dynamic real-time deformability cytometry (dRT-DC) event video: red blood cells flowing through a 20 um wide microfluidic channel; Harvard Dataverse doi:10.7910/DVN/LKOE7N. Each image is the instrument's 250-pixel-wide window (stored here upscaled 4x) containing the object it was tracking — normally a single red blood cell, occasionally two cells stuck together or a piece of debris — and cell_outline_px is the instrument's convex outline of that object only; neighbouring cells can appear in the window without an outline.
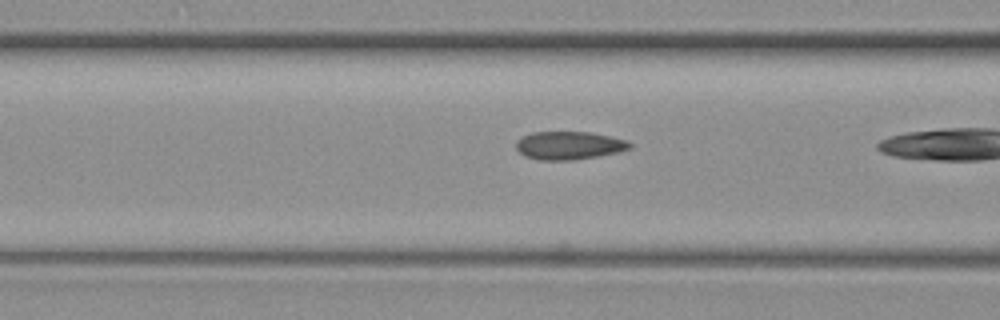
{"species": "common noctule bat (a hibernating species)", "species_latin": "Nyctalus noctula", "temperature_condition": "warm", "stored_images_in_passage": 23, "camera_frame_rate_fps": 3000, "um_per_image_px": 0.085, "animal": {"sex": "female", "body_mass_g": 19.3, "forearm_length_mm": 54.1}, "frame": {"image": 1, "passage_image": 18, "time_ms": 5.667, "image_size_px": [1000, 320], "cell_outline_px": [[632, 148], [620, 152], [600, 156], [576, 160], [540, 160], [524, 156], [516, 148], [516, 140], [532, 132], [592, 132], [628, 140], [632, 144]], "centroid_in_image_um": [48.41, 12.37], "position_along_channel_um": 118.2, "area_um2": 18.9}}
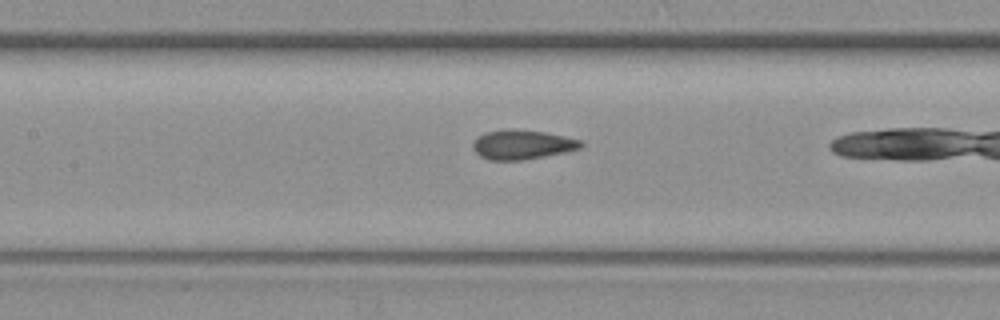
{"frame": {"image": 2, "passage_image": 22, "time_ms": 7.0, "image_size_px": [1000, 320], "cell_outline_px": [[584, 144], [580, 148], [564, 152], [524, 160], [488, 160], [480, 156], [472, 148], [472, 144], [484, 132], [508, 128], [544, 132], [564, 136], [580, 140]], "centroid_in_image_um": [44.36, 12.29], "position_along_channel_um": 163.0, "area_um2": 18.44}}